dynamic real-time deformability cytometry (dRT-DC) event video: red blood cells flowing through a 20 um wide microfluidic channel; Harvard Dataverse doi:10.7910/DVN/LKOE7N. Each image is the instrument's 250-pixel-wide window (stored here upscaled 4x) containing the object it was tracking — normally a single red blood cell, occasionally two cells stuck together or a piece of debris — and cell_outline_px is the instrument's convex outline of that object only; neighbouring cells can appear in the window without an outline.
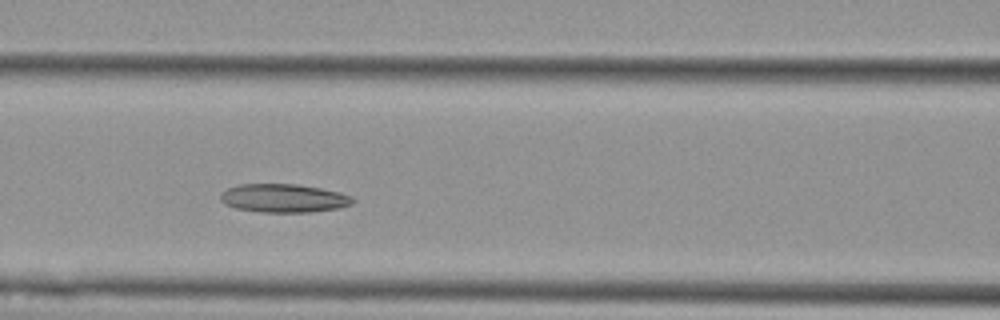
{"species": "Egyptian fruit bat (a non-hibernating species)", "species_latin": "Rousettus aegyptiacus", "temperature_condition": "cold", "stored_images_in_passage": 39, "camera_frame_rate_fps": 3000, "um_per_image_px": 0.085, "animal": {"sex": "female"}, "frame": {"image": 1, "passage_image": 10, "time_ms": 3.0, "image_size_px": [1000, 320], "cell_outline_px": [[356, 200], [352, 204], [336, 208], [308, 212], [260, 212], [236, 208], [224, 204], [220, 200], [220, 192], [228, 188], [240, 184], [296, 184], [320, 188], [340, 192], [352, 196]], "centroid_in_image_um": [24.09, 16.84], "position_along_channel_um": 142.5, "area_um2": 21.96}}
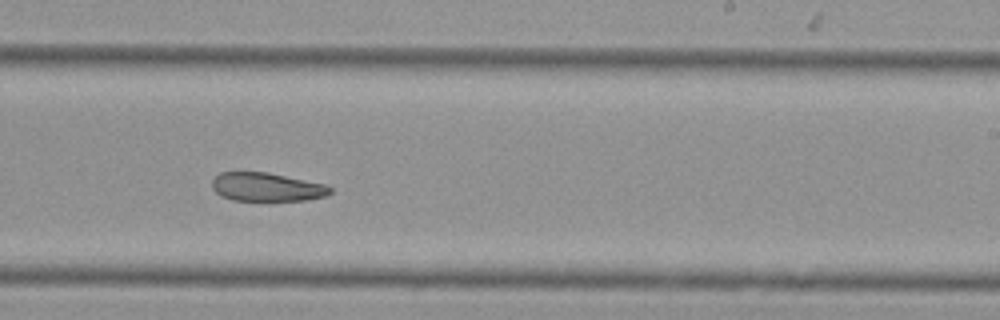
{"frame": {"image": 2, "passage_image": 20, "time_ms": 6.333, "image_size_px": [1000, 320], "cell_outline_px": [[332, 192], [328, 196], [304, 200], [232, 200], [220, 196], [212, 188], [212, 180], [220, 172], [268, 172], [324, 184], [332, 188]], "centroid_in_image_um": [22.66, 15.89], "position_along_channel_um": 266.3, "area_um2": 19.65}}
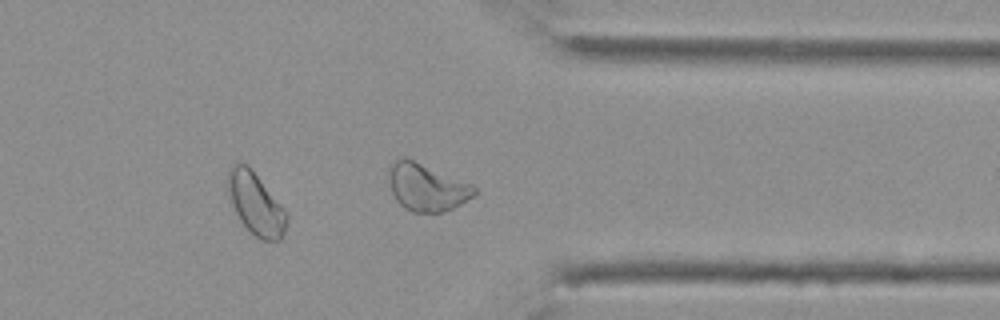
{"frame": {"image": 3, "passage_image": 29, "time_ms": 9.333, "image_size_px": [1000, 320], "cell_outline_px": [[476, 192], [472, 196], [460, 204], [452, 208], [440, 212], [412, 212], [404, 208], [396, 200], [392, 192], [388, 176], [388, 168], [396, 160], [412, 160], [472, 184], [476, 188]], "centroid_in_image_um": [36.26, 15.95], "position_along_channel_um": 375.1, "area_um2": 22.95}, "authors_computed_cell_mechanics": {"area_um2": 22.0796, "velocity_mm_per_s": 3.7356, "shape_relaxation_time_tau1_ms": null, "shape_relaxation_time_tau2_ms": 6.9089, "deformation_change_tau1": null, "deformation_change_tau2": 0.14}}